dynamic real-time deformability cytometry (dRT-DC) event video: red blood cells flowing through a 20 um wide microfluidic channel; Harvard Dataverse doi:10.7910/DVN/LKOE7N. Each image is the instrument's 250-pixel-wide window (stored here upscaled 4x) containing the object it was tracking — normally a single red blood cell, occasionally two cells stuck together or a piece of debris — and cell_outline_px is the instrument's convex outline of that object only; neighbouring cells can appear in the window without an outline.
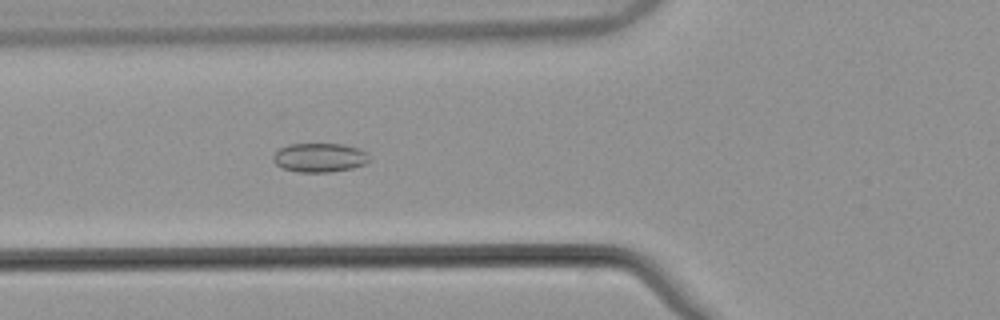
{"species": "common noctule bat (a hibernating species)", "species_latin": "Nyctalus noctula", "temperature_condition": "warm", "stored_images_in_passage": 41, "camera_frame_rate_fps": 3000, "um_per_image_px": 0.085, "animal": {"sex": "male", "body_mass_g": 21.5, "forearm_length_mm": 52.0}, "frame": {"image": 1, "passage_image": 8, "time_ms": 2.333, "image_size_px": [1000, 320], "cell_outline_px": [[372, 160], [368, 164], [352, 168], [328, 172], [296, 172], [280, 168], [272, 160], [272, 156], [280, 148], [288, 144], [344, 144], [368, 152]], "centroid_in_image_um": [27.19, 13.4], "position_along_channel_um": 98.6, "area_um2": 16.59}}
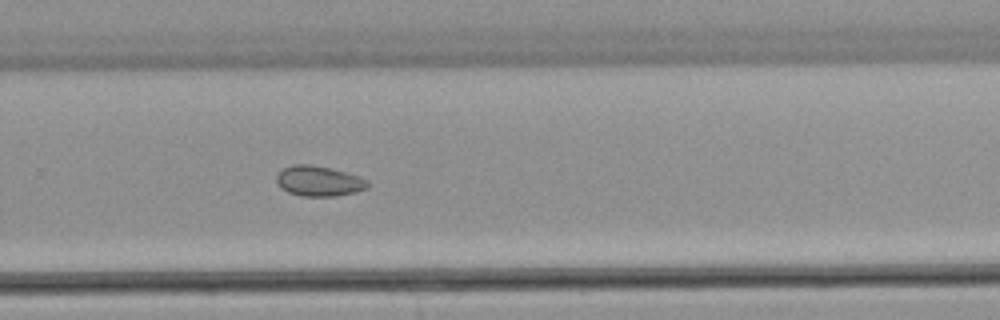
{"frame": {"image": 2, "passage_image": 24, "time_ms": 7.667, "image_size_px": [1000, 320], "cell_outline_px": [[368, 188], [356, 192], [332, 196], [300, 196], [288, 192], [280, 188], [276, 184], [276, 172], [292, 164], [312, 164], [360, 176], [368, 180]], "centroid_in_image_um": [27.06, 15.39], "position_along_channel_um": 302.7, "area_um2": 16.24}}
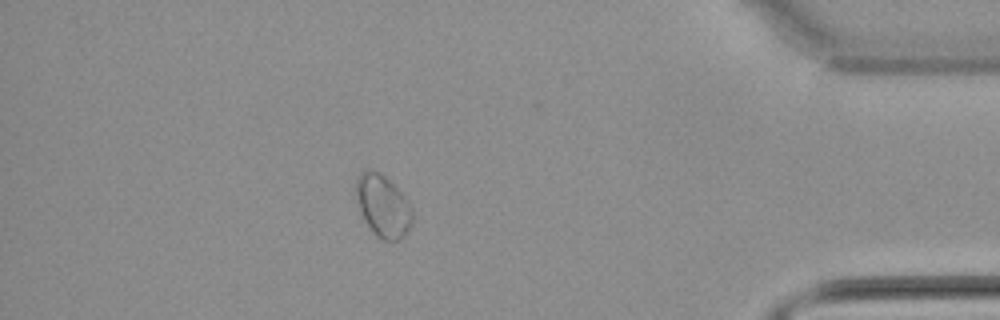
{"frame": {"image": 3, "passage_image": 35, "time_ms": 11.333, "image_size_px": [1000, 320], "cell_outline_px": [[412, 224], [404, 236], [400, 240], [380, 240], [376, 236], [364, 220], [360, 212], [356, 200], [356, 180], [360, 172], [364, 168], [372, 168], [380, 172], [408, 200], [412, 212]], "centroid_in_image_um": [32.52, 17.49], "position_along_channel_um": 402.7, "area_um2": 20.58}, "authors_computed_cell_mechanics": {"area_um2": 16.5886, "velocity_mm_per_s": 3.8302, "shape_relaxation_time_tau1_ms": null, "shape_relaxation_time_tau2_ms": 2.0259, "deformation_change_tau1": null, "deformation_change_tau2": 0.0486}}